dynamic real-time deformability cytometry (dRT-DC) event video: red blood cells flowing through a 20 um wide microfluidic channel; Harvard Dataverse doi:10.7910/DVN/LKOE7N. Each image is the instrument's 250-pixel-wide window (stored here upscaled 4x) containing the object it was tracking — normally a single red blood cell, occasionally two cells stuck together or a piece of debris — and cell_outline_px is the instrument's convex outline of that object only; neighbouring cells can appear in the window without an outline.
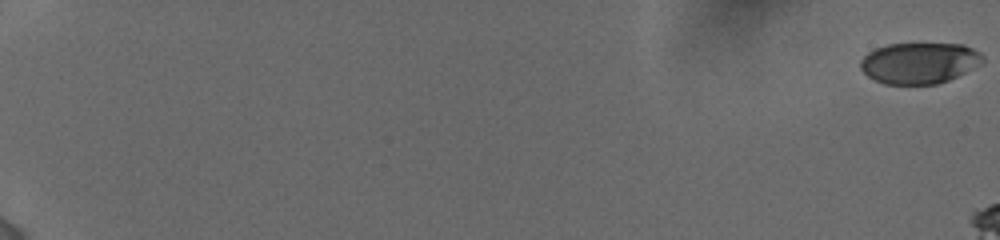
{"species": "human", "species_latin": "Homo sapiens", "temperature_condition": "cold", "stored_images_in_passage": 12, "camera_frame_rate_fps": 3000, "um_per_image_px": 0.085, "donor": {"sex": "female"}, "frame": {"image": 1, "passage_image": 1, "time_ms": 0.0, "image_size_px": [1000, 240], "cell_outline_px": [[984, 64], [948, 80], [936, 84], [884, 84], [868, 76], [860, 68], [860, 60], [868, 52], [876, 48], [888, 44], [964, 44], [980, 52], [984, 56]], "centroid_in_image_um": [78.18, 5.35], "position_along_channel_um": 6.8, "area_um2": 29.42}}